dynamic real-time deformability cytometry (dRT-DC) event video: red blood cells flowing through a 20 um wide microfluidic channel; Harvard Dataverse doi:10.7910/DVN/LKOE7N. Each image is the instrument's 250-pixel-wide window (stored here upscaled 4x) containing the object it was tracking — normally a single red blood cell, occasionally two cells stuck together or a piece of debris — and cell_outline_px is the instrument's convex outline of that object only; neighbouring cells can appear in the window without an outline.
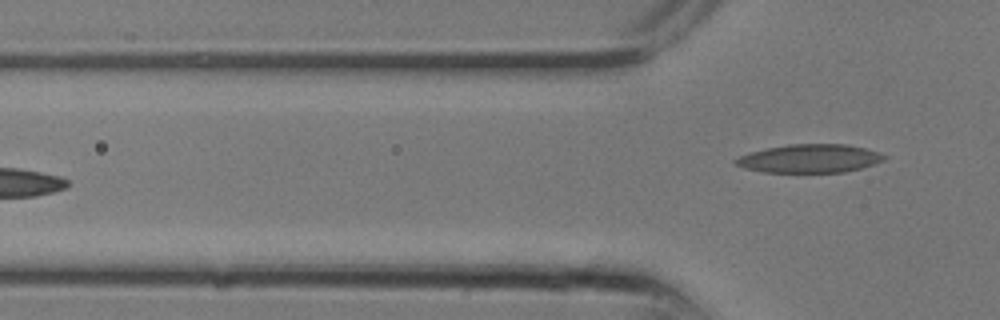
{"species": "common noctule bat (a hibernating species)", "species_latin": "Nyctalus noctula", "temperature_condition": "room temperature", "stored_images_in_passage": 11, "camera_frame_rate_fps": 3000, "um_per_image_px": 0.085, "animal": {"sex": "male", "body_mass_g": 13.3}, "frame": {"image": 1, "passage_image": 11, "time_ms": 3.333, "image_size_px": [1000, 320], "cell_outline_px": [[888, 156], [884, 160], [860, 168], [844, 172], [764, 172], [744, 168], [736, 164], [732, 160], [748, 152], [788, 144], [848, 144], [864, 148]], "centroid_in_image_um": [68.79, 13.47], "position_along_channel_um": 57.0, "area_um2": 24.45}}